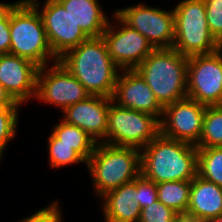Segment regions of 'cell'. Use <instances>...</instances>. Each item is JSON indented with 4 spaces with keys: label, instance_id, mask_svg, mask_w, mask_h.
I'll return each mask as SVG.
<instances>
[{
    "label": "cell",
    "instance_id": "28",
    "mask_svg": "<svg viewBox=\"0 0 222 222\" xmlns=\"http://www.w3.org/2000/svg\"><path fill=\"white\" fill-rule=\"evenodd\" d=\"M158 200L157 183L144 178L141 174L137 177L136 203L143 209Z\"/></svg>",
    "mask_w": 222,
    "mask_h": 222
},
{
    "label": "cell",
    "instance_id": "10",
    "mask_svg": "<svg viewBox=\"0 0 222 222\" xmlns=\"http://www.w3.org/2000/svg\"><path fill=\"white\" fill-rule=\"evenodd\" d=\"M113 15L119 23L109 22L102 35L109 55L120 70L136 69L155 48L139 31Z\"/></svg>",
    "mask_w": 222,
    "mask_h": 222
},
{
    "label": "cell",
    "instance_id": "32",
    "mask_svg": "<svg viewBox=\"0 0 222 222\" xmlns=\"http://www.w3.org/2000/svg\"><path fill=\"white\" fill-rule=\"evenodd\" d=\"M174 222H208V221L184 213V214H178Z\"/></svg>",
    "mask_w": 222,
    "mask_h": 222
},
{
    "label": "cell",
    "instance_id": "31",
    "mask_svg": "<svg viewBox=\"0 0 222 222\" xmlns=\"http://www.w3.org/2000/svg\"><path fill=\"white\" fill-rule=\"evenodd\" d=\"M21 104L17 103L7 90L0 83V108H20Z\"/></svg>",
    "mask_w": 222,
    "mask_h": 222
},
{
    "label": "cell",
    "instance_id": "33",
    "mask_svg": "<svg viewBox=\"0 0 222 222\" xmlns=\"http://www.w3.org/2000/svg\"><path fill=\"white\" fill-rule=\"evenodd\" d=\"M208 222H222V217H220L218 219L209 220Z\"/></svg>",
    "mask_w": 222,
    "mask_h": 222
},
{
    "label": "cell",
    "instance_id": "12",
    "mask_svg": "<svg viewBox=\"0 0 222 222\" xmlns=\"http://www.w3.org/2000/svg\"><path fill=\"white\" fill-rule=\"evenodd\" d=\"M28 1L41 15L51 50L57 58L89 38L58 0H45L42 11L37 0Z\"/></svg>",
    "mask_w": 222,
    "mask_h": 222
},
{
    "label": "cell",
    "instance_id": "27",
    "mask_svg": "<svg viewBox=\"0 0 222 222\" xmlns=\"http://www.w3.org/2000/svg\"><path fill=\"white\" fill-rule=\"evenodd\" d=\"M177 215L178 213L157 200L141 209L139 222H174Z\"/></svg>",
    "mask_w": 222,
    "mask_h": 222
},
{
    "label": "cell",
    "instance_id": "18",
    "mask_svg": "<svg viewBox=\"0 0 222 222\" xmlns=\"http://www.w3.org/2000/svg\"><path fill=\"white\" fill-rule=\"evenodd\" d=\"M187 214L206 221L222 217V187L197 175L191 181Z\"/></svg>",
    "mask_w": 222,
    "mask_h": 222
},
{
    "label": "cell",
    "instance_id": "17",
    "mask_svg": "<svg viewBox=\"0 0 222 222\" xmlns=\"http://www.w3.org/2000/svg\"><path fill=\"white\" fill-rule=\"evenodd\" d=\"M137 178L107 192L101 198L105 222H139L141 208L136 203Z\"/></svg>",
    "mask_w": 222,
    "mask_h": 222
},
{
    "label": "cell",
    "instance_id": "9",
    "mask_svg": "<svg viewBox=\"0 0 222 222\" xmlns=\"http://www.w3.org/2000/svg\"><path fill=\"white\" fill-rule=\"evenodd\" d=\"M125 24L139 31L155 49L172 48L175 37L174 11L137 5L118 9L114 12Z\"/></svg>",
    "mask_w": 222,
    "mask_h": 222
},
{
    "label": "cell",
    "instance_id": "16",
    "mask_svg": "<svg viewBox=\"0 0 222 222\" xmlns=\"http://www.w3.org/2000/svg\"><path fill=\"white\" fill-rule=\"evenodd\" d=\"M112 98L89 95L62 112L63 121L78 126L97 143H106L109 104Z\"/></svg>",
    "mask_w": 222,
    "mask_h": 222
},
{
    "label": "cell",
    "instance_id": "23",
    "mask_svg": "<svg viewBox=\"0 0 222 222\" xmlns=\"http://www.w3.org/2000/svg\"><path fill=\"white\" fill-rule=\"evenodd\" d=\"M197 175L222 187V147L198 148Z\"/></svg>",
    "mask_w": 222,
    "mask_h": 222
},
{
    "label": "cell",
    "instance_id": "29",
    "mask_svg": "<svg viewBox=\"0 0 222 222\" xmlns=\"http://www.w3.org/2000/svg\"><path fill=\"white\" fill-rule=\"evenodd\" d=\"M10 3H0V54L10 49Z\"/></svg>",
    "mask_w": 222,
    "mask_h": 222
},
{
    "label": "cell",
    "instance_id": "11",
    "mask_svg": "<svg viewBox=\"0 0 222 222\" xmlns=\"http://www.w3.org/2000/svg\"><path fill=\"white\" fill-rule=\"evenodd\" d=\"M39 67L36 99L62 111L86 99L90 94L85 87L59 62Z\"/></svg>",
    "mask_w": 222,
    "mask_h": 222
},
{
    "label": "cell",
    "instance_id": "1",
    "mask_svg": "<svg viewBox=\"0 0 222 222\" xmlns=\"http://www.w3.org/2000/svg\"><path fill=\"white\" fill-rule=\"evenodd\" d=\"M58 61L90 95L112 98L118 71L103 37H89L65 52Z\"/></svg>",
    "mask_w": 222,
    "mask_h": 222
},
{
    "label": "cell",
    "instance_id": "2",
    "mask_svg": "<svg viewBox=\"0 0 222 222\" xmlns=\"http://www.w3.org/2000/svg\"><path fill=\"white\" fill-rule=\"evenodd\" d=\"M141 175L157 184L192 181L197 176L198 148L160 133L140 150Z\"/></svg>",
    "mask_w": 222,
    "mask_h": 222
},
{
    "label": "cell",
    "instance_id": "13",
    "mask_svg": "<svg viewBox=\"0 0 222 222\" xmlns=\"http://www.w3.org/2000/svg\"><path fill=\"white\" fill-rule=\"evenodd\" d=\"M206 105L186 97L164 107L160 134L196 145L201 137Z\"/></svg>",
    "mask_w": 222,
    "mask_h": 222
},
{
    "label": "cell",
    "instance_id": "7",
    "mask_svg": "<svg viewBox=\"0 0 222 222\" xmlns=\"http://www.w3.org/2000/svg\"><path fill=\"white\" fill-rule=\"evenodd\" d=\"M160 133L159 120L148 113L109 104L106 143L142 150Z\"/></svg>",
    "mask_w": 222,
    "mask_h": 222
},
{
    "label": "cell",
    "instance_id": "5",
    "mask_svg": "<svg viewBox=\"0 0 222 222\" xmlns=\"http://www.w3.org/2000/svg\"><path fill=\"white\" fill-rule=\"evenodd\" d=\"M95 194L107 192L133 181L141 174L140 150L134 147L97 143L86 162Z\"/></svg>",
    "mask_w": 222,
    "mask_h": 222
},
{
    "label": "cell",
    "instance_id": "20",
    "mask_svg": "<svg viewBox=\"0 0 222 222\" xmlns=\"http://www.w3.org/2000/svg\"><path fill=\"white\" fill-rule=\"evenodd\" d=\"M48 144H66L72 146L86 162L94 152L97 142L78 126L61 120L52 129Z\"/></svg>",
    "mask_w": 222,
    "mask_h": 222
},
{
    "label": "cell",
    "instance_id": "15",
    "mask_svg": "<svg viewBox=\"0 0 222 222\" xmlns=\"http://www.w3.org/2000/svg\"><path fill=\"white\" fill-rule=\"evenodd\" d=\"M38 70L39 66L26 58L0 54V83L21 105L36 97Z\"/></svg>",
    "mask_w": 222,
    "mask_h": 222
},
{
    "label": "cell",
    "instance_id": "21",
    "mask_svg": "<svg viewBox=\"0 0 222 222\" xmlns=\"http://www.w3.org/2000/svg\"><path fill=\"white\" fill-rule=\"evenodd\" d=\"M191 181H171L157 184L158 200L178 214L187 213Z\"/></svg>",
    "mask_w": 222,
    "mask_h": 222
},
{
    "label": "cell",
    "instance_id": "8",
    "mask_svg": "<svg viewBox=\"0 0 222 222\" xmlns=\"http://www.w3.org/2000/svg\"><path fill=\"white\" fill-rule=\"evenodd\" d=\"M187 97L206 106L222 105V47L188 57Z\"/></svg>",
    "mask_w": 222,
    "mask_h": 222
},
{
    "label": "cell",
    "instance_id": "14",
    "mask_svg": "<svg viewBox=\"0 0 222 222\" xmlns=\"http://www.w3.org/2000/svg\"><path fill=\"white\" fill-rule=\"evenodd\" d=\"M112 101L121 107L151 114L159 121L163 115L164 107L135 69L118 73Z\"/></svg>",
    "mask_w": 222,
    "mask_h": 222
},
{
    "label": "cell",
    "instance_id": "6",
    "mask_svg": "<svg viewBox=\"0 0 222 222\" xmlns=\"http://www.w3.org/2000/svg\"><path fill=\"white\" fill-rule=\"evenodd\" d=\"M175 37L173 47L186 57L211 54L222 46L209 31L204 0H183L173 9Z\"/></svg>",
    "mask_w": 222,
    "mask_h": 222
},
{
    "label": "cell",
    "instance_id": "30",
    "mask_svg": "<svg viewBox=\"0 0 222 222\" xmlns=\"http://www.w3.org/2000/svg\"><path fill=\"white\" fill-rule=\"evenodd\" d=\"M59 202H52L49 206L38 210L31 216L22 219L20 222H62L61 209L59 208Z\"/></svg>",
    "mask_w": 222,
    "mask_h": 222
},
{
    "label": "cell",
    "instance_id": "24",
    "mask_svg": "<svg viewBox=\"0 0 222 222\" xmlns=\"http://www.w3.org/2000/svg\"><path fill=\"white\" fill-rule=\"evenodd\" d=\"M19 108H0V160L4 149L11 139L16 136ZM0 161V162H1Z\"/></svg>",
    "mask_w": 222,
    "mask_h": 222
},
{
    "label": "cell",
    "instance_id": "25",
    "mask_svg": "<svg viewBox=\"0 0 222 222\" xmlns=\"http://www.w3.org/2000/svg\"><path fill=\"white\" fill-rule=\"evenodd\" d=\"M49 166L52 168H60L74 163L86 164V161L72 149V146L66 144H48Z\"/></svg>",
    "mask_w": 222,
    "mask_h": 222
},
{
    "label": "cell",
    "instance_id": "19",
    "mask_svg": "<svg viewBox=\"0 0 222 222\" xmlns=\"http://www.w3.org/2000/svg\"><path fill=\"white\" fill-rule=\"evenodd\" d=\"M88 37H101L109 19L98 0H58Z\"/></svg>",
    "mask_w": 222,
    "mask_h": 222
},
{
    "label": "cell",
    "instance_id": "4",
    "mask_svg": "<svg viewBox=\"0 0 222 222\" xmlns=\"http://www.w3.org/2000/svg\"><path fill=\"white\" fill-rule=\"evenodd\" d=\"M10 40V54L26 58L39 67L50 65V60L58 61L51 50L41 15L28 0L10 3Z\"/></svg>",
    "mask_w": 222,
    "mask_h": 222
},
{
    "label": "cell",
    "instance_id": "26",
    "mask_svg": "<svg viewBox=\"0 0 222 222\" xmlns=\"http://www.w3.org/2000/svg\"><path fill=\"white\" fill-rule=\"evenodd\" d=\"M210 33L222 46V0H204Z\"/></svg>",
    "mask_w": 222,
    "mask_h": 222
},
{
    "label": "cell",
    "instance_id": "22",
    "mask_svg": "<svg viewBox=\"0 0 222 222\" xmlns=\"http://www.w3.org/2000/svg\"><path fill=\"white\" fill-rule=\"evenodd\" d=\"M197 148L222 147V105L206 106Z\"/></svg>",
    "mask_w": 222,
    "mask_h": 222
},
{
    "label": "cell",
    "instance_id": "3",
    "mask_svg": "<svg viewBox=\"0 0 222 222\" xmlns=\"http://www.w3.org/2000/svg\"><path fill=\"white\" fill-rule=\"evenodd\" d=\"M188 57L174 48L154 49L135 69L165 107L187 97Z\"/></svg>",
    "mask_w": 222,
    "mask_h": 222
}]
</instances>
